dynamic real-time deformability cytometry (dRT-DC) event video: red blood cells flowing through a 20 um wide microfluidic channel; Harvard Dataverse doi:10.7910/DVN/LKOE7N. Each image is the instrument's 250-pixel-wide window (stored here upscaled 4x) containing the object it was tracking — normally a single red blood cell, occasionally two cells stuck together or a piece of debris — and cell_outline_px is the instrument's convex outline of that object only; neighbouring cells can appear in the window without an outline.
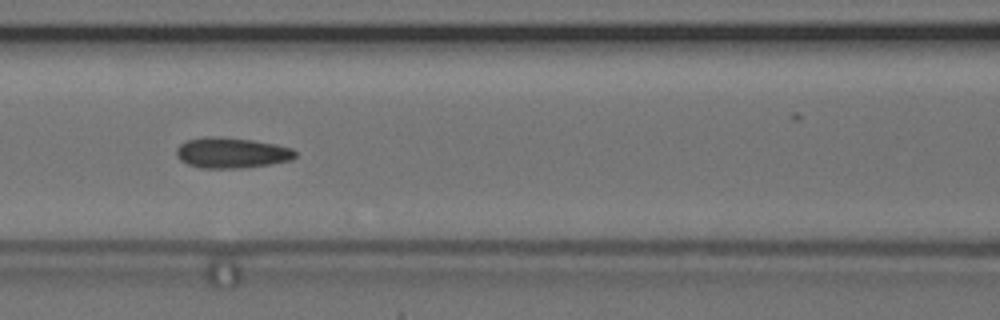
{"species": "common noctule bat (a hibernating species)", "species_latin": "Nyctalus noctula", "temperature_condition": "cold", "stored_images_in_passage": 43, "camera_frame_rate_fps": 3000, "um_per_image_px": 0.085, "animal": {"sex": "female", "body_mass_g": 24.6, "forearm_length_mm": 56.2}, "frame": {"image": 1, "passage_image": 13, "time_ms": 4.0, "image_size_px": [1000, 320], "cell_outline_px": [[296, 156], [292, 160], [244, 168], [200, 168], [188, 164], [180, 160], [176, 156], [176, 148], [180, 144], [188, 140], [204, 136], [220, 136], [252, 140], [276, 144], [292, 148], [296, 152]], "centroid_in_image_um": [19.67, 12.98], "position_along_channel_um": 146.9, "area_um2": 21.33}}
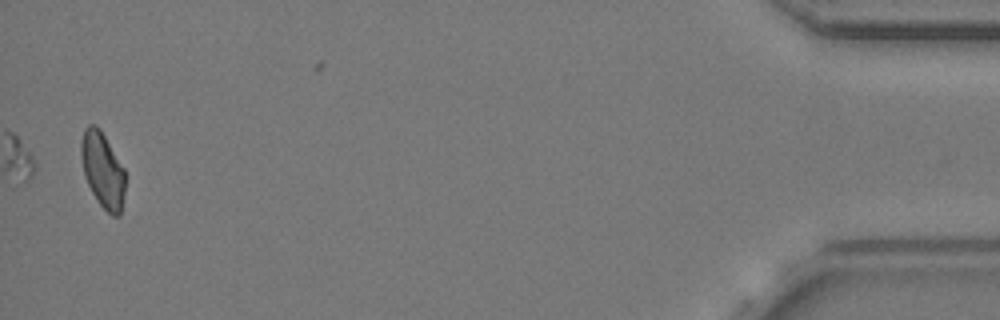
{"frame": {"image": 2, "passage_image": 43, "time_ms": 14.0, "image_size_px": [1000, 320], "cell_outline_px": [[124, 192], [120, 216], [112, 216], [100, 204], [92, 192], [84, 176], [80, 156], [80, 140], [84, 128], [88, 124], [96, 124], [100, 128], [124, 168]], "centroid_in_image_um": [8.69, 14.4], "position_along_channel_um": 426.5, "area_um2": 19.48}, "authors_computed_cell_mechanics": {"area_um2": 20.6346, "velocity_mm_per_s": 3.6804, "shape_relaxation_time_tau1_ms": 9.0976, "shape_relaxation_time_tau2_ms": 1.8224, "deformation_change_tau1": 0.1295, "deformation_change_tau2": 0.0732}}